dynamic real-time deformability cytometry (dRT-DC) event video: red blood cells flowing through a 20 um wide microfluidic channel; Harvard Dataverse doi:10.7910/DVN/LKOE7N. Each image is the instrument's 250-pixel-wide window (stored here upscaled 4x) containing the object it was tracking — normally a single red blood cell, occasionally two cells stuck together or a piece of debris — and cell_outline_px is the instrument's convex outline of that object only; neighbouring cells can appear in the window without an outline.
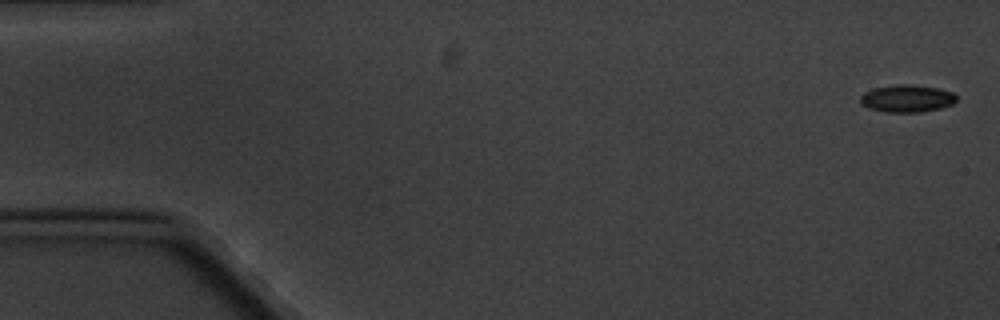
{"species": "common noctule bat (a hibernating species)", "species_latin": "Nyctalus noctula", "temperature_condition": "cold", "stored_images_in_passage": 6, "camera_frame_rate_fps": 3000, "um_per_image_px": 0.085, "animal": {"sex": "male", "body_mass_g": 20.1, "forearm_length_mm": 53.5}, "frame": {"image": 1, "passage_image": 1, "time_ms": 0.0, "image_size_px": [1000, 320], "cell_outline_px": [[956, 100], [952, 104], [940, 108], [920, 112], [884, 112], [868, 108], [860, 104], [860, 96], [864, 92], [876, 88], [896, 84], [908, 84], [936, 88], [952, 92], [956, 96]], "centroid_in_image_um": [77.05, 8.38], "position_along_channel_um": 7.9, "area_um2": 15.26}}